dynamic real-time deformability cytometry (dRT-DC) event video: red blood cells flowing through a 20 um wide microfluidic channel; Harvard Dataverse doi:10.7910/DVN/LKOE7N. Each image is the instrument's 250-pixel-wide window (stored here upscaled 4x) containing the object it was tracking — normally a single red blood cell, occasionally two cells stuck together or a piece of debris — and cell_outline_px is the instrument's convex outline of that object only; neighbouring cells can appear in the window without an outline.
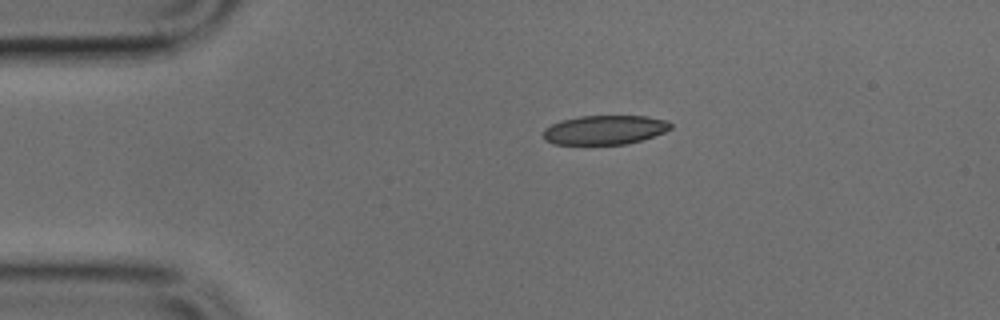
{"species": "common noctule bat (a hibernating species)", "species_latin": "Nyctalus noctula", "temperature_condition": "cold", "stored_images_in_passage": 2, "camera_frame_rate_fps": 3000, "um_per_image_px": 0.085, "animal": {"sex": "male", "body_mass_g": 17.9, "forearm_length_mm": 54.2}, "frame": {"image": 1, "passage_image": 1, "time_ms": 0.0, "image_size_px": [1000, 320], "cell_outline_px": [[672, 128], [664, 132], [628, 144], [552, 144], [544, 140], [544, 128], [560, 120], [580, 116], [648, 116], [668, 120], [672, 124]], "centroid_in_image_um": [51.4, 11.03], "position_along_channel_um": 33.6, "area_um2": 21.73}}